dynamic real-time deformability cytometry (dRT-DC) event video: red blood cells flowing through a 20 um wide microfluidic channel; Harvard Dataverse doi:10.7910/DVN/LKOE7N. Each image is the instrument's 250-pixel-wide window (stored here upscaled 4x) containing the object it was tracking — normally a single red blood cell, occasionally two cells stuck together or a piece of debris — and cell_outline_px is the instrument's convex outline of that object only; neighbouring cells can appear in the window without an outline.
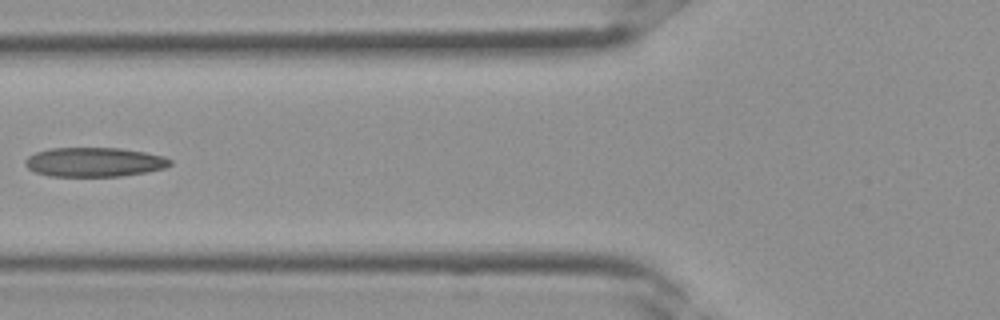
{"species": "Egyptian fruit bat (a non-hibernating species)", "species_latin": "Rousettus aegyptiacus", "temperature_condition": "room temperature", "stored_images_in_passage": 5, "camera_frame_rate_fps": 3000, "um_per_image_px": 0.085, "frame": {"image": 1, "passage_image": 5, "time_ms": 1.333, "image_size_px": [1000, 320], "cell_outline_px": [[172, 164], [164, 168], [144, 172], [120, 176], [48, 176], [36, 172], [28, 168], [24, 164], [24, 160], [28, 156], [36, 152], [48, 148], [120, 148], [144, 152], [164, 156], [172, 160]], "centroid_in_image_um": [7.99, 13.77], "position_along_channel_um": 117.8, "area_um2": 24.74}}